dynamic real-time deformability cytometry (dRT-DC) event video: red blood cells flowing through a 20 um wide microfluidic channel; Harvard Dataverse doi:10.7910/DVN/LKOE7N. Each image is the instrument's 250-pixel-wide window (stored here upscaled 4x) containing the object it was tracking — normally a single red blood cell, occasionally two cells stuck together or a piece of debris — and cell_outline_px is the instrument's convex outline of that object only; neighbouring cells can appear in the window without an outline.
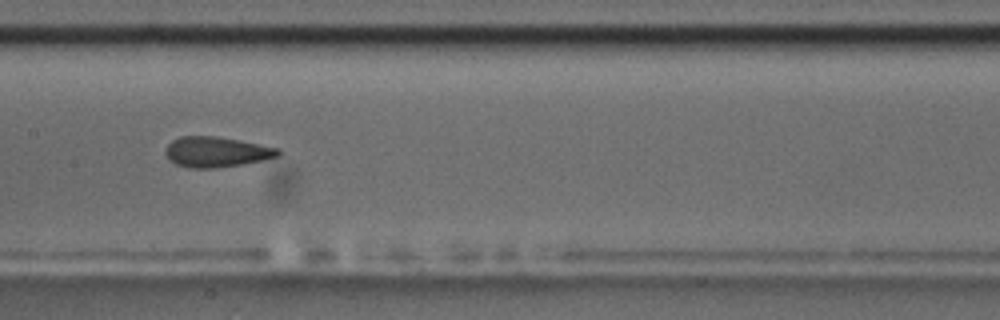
{"species": "common noctule bat (a hibernating species)", "species_latin": "Nyctalus noctula", "temperature_condition": "room temperature", "stored_images_in_passage": 40, "camera_frame_rate_fps": 3000, "um_per_image_px": 0.085, "animal": {"sex": "male", "body_mass_g": 17.5, "forearm_length_mm": 52.3}, "frame": {"image": 1, "passage_image": 18, "time_ms": 5.667, "image_size_px": [1000, 320], "cell_outline_px": [[280, 156], [264, 160], [240, 164], [212, 168], [192, 168], [176, 164], [164, 152], [164, 148], [172, 140], [180, 136], [216, 136], [240, 140], [280, 148]], "centroid_in_image_um": [18.41, 12.9], "position_along_channel_um": 189.0, "area_um2": 19.88}, "authors_computed_cell_mechanics": {"area_um2": 20.1433, "velocity_mm_per_s": 3.7764, "shape_relaxation_time_tau1_ms": 7.9024, "shape_relaxation_time_tau2_ms": 1.9885, "deformation_change_tau1": 0.1663, "deformation_change_tau2": 0.1032}}